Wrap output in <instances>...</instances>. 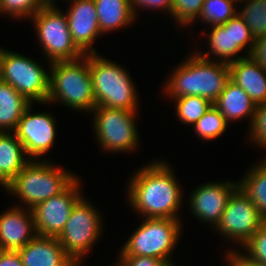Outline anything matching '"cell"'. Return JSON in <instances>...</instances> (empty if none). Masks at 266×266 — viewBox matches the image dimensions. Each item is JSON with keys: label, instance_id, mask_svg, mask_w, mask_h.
<instances>
[{"label": "cell", "instance_id": "obj_1", "mask_svg": "<svg viewBox=\"0 0 266 266\" xmlns=\"http://www.w3.org/2000/svg\"><path fill=\"white\" fill-rule=\"evenodd\" d=\"M171 168L165 161L153 160L129 179V205L141 218L180 219L184 195Z\"/></svg>", "mask_w": 266, "mask_h": 266}, {"label": "cell", "instance_id": "obj_2", "mask_svg": "<svg viewBox=\"0 0 266 266\" xmlns=\"http://www.w3.org/2000/svg\"><path fill=\"white\" fill-rule=\"evenodd\" d=\"M191 53L171 71L163 92L169 98L202 96L214 103L230 80L229 64L205 59L196 51Z\"/></svg>", "mask_w": 266, "mask_h": 266}, {"label": "cell", "instance_id": "obj_3", "mask_svg": "<svg viewBox=\"0 0 266 266\" xmlns=\"http://www.w3.org/2000/svg\"><path fill=\"white\" fill-rule=\"evenodd\" d=\"M49 96L46 104L60 102L71 109L90 112L96 107L89 54L72 61L50 63Z\"/></svg>", "mask_w": 266, "mask_h": 266}, {"label": "cell", "instance_id": "obj_4", "mask_svg": "<svg viewBox=\"0 0 266 266\" xmlns=\"http://www.w3.org/2000/svg\"><path fill=\"white\" fill-rule=\"evenodd\" d=\"M53 161L30 160L10 182V195L26 209L32 210L40 202L62 192L76 177L70 170L56 166Z\"/></svg>", "mask_w": 266, "mask_h": 266}, {"label": "cell", "instance_id": "obj_5", "mask_svg": "<svg viewBox=\"0 0 266 266\" xmlns=\"http://www.w3.org/2000/svg\"><path fill=\"white\" fill-rule=\"evenodd\" d=\"M89 69L96 106L138 111V92L122 65L97 52L89 54Z\"/></svg>", "mask_w": 266, "mask_h": 266}, {"label": "cell", "instance_id": "obj_6", "mask_svg": "<svg viewBox=\"0 0 266 266\" xmlns=\"http://www.w3.org/2000/svg\"><path fill=\"white\" fill-rule=\"evenodd\" d=\"M142 221L121 247L119 256L154 257L175 266L171 255L181 237V219L143 218Z\"/></svg>", "mask_w": 266, "mask_h": 266}, {"label": "cell", "instance_id": "obj_7", "mask_svg": "<svg viewBox=\"0 0 266 266\" xmlns=\"http://www.w3.org/2000/svg\"><path fill=\"white\" fill-rule=\"evenodd\" d=\"M0 80L31 103L47 102L50 72L34 59L0 47Z\"/></svg>", "mask_w": 266, "mask_h": 266}, {"label": "cell", "instance_id": "obj_8", "mask_svg": "<svg viewBox=\"0 0 266 266\" xmlns=\"http://www.w3.org/2000/svg\"><path fill=\"white\" fill-rule=\"evenodd\" d=\"M83 196L73 207L61 234L57 237L65 253L81 266L89 250L99 241L103 231L100 210Z\"/></svg>", "mask_w": 266, "mask_h": 266}, {"label": "cell", "instance_id": "obj_9", "mask_svg": "<svg viewBox=\"0 0 266 266\" xmlns=\"http://www.w3.org/2000/svg\"><path fill=\"white\" fill-rule=\"evenodd\" d=\"M93 114V130L102 151L118 153L133 152L139 146L136 126L137 111L96 106Z\"/></svg>", "mask_w": 266, "mask_h": 266}, {"label": "cell", "instance_id": "obj_10", "mask_svg": "<svg viewBox=\"0 0 266 266\" xmlns=\"http://www.w3.org/2000/svg\"><path fill=\"white\" fill-rule=\"evenodd\" d=\"M42 47L43 59L48 63L72 61L85 54L73 42L66 13L56 7H43L31 18Z\"/></svg>", "mask_w": 266, "mask_h": 266}, {"label": "cell", "instance_id": "obj_11", "mask_svg": "<svg viewBox=\"0 0 266 266\" xmlns=\"http://www.w3.org/2000/svg\"><path fill=\"white\" fill-rule=\"evenodd\" d=\"M265 220L251 199L238 187L230 196L214 229L223 239L228 238L242 247Z\"/></svg>", "mask_w": 266, "mask_h": 266}, {"label": "cell", "instance_id": "obj_12", "mask_svg": "<svg viewBox=\"0 0 266 266\" xmlns=\"http://www.w3.org/2000/svg\"><path fill=\"white\" fill-rule=\"evenodd\" d=\"M209 28H212L206 34L209 51L207 50V52H203L202 54L200 50H196L201 57L211 60L209 57L211 54H214L218 59L217 61L229 64L249 55L255 39L252 37L248 25L238 14L223 25H216ZM244 49L247 55L237 56Z\"/></svg>", "mask_w": 266, "mask_h": 266}, {"label": "cell", "instance_id": "obj_13", "mask_svg": "<svg viewBox=\"0 0 266 266\" xmlns=\"http://www.w3.org/2000/svg\"><path fill=\"white\" fill-rule=\"evenodd\" d=\"M80 180L76 177L62 192L32 209L37 235L58 237L61 234L74 205L83 197Z\"/></svg>", "mask_w": 266, "mask_h": 266}, {"label": "cell", "instance_id": "obj_14", "mask_svg": "<svg viewBox=\"0 0 266 266\" xmlns=\"http://www.w3.org/2000/svg\"><path fill=\"white\" fill-rule=\"evenodd\" d=\"M56 125V119L52 113H34L31 103L24 111L13 133L22 143L30 160H41L55 144Z\"/></svg>", "mask_w": 266, "mask_h": 266}, {"label": "cell", "instance_id": "obj_15", "mask_svg": "<svg viewBox=\"0 0 266 266\" xmlns=\"http://www.w3.org/2000/svg\"><path fill=\"white\" fill-rule=\"evenodd\" d=\"M239 187V182H208L199 185L187 200L192 214L213 228L220 222L222 214L232 193Z\"/></svg>", "mask_w": 266, "mask_h": 266}, {"label": "cell", "instance_id": "obj_16", "mask_svg": "<svg viewBox=\"0 0 266 266\" xmlns=\"http://www.w3.org/2000/svg\"><path fill=\"white\" fill-rule=\"evenodd\" d=\"M70 2L66 17L73 42L84 54L97 53L93 43L100 37L101 31L94 0Z\"/></svg>", "mask_w": 266, "mask_h": 266}, {"label": "cell", "instance_id": "obj_17", "mask_svg": "<svg viewBox=\"0 0 266 266\" xmlns=\"http://www.w3.org/2000/svg\"><path fill=\"white\" fill-rule=\"evenodd\" d=\"M37 236L32 210L12 206L0 215V250L18 251Z\"/></svg>", "mask_w": 266, "mask_h": 266}, {"label": "cell", "instance_id": "obj_18", "mask_svg": "<svg viewBox=\"0 0 266 266\" xmlns=\"http://www.w3.org/2000/svg\"><path fill=\"white\" fill-rule=\"evenodd\" d=\"M18 253L24 266H78L65 253L57 237L37 235Z\"/></svg>", "mask_w": 266, "mask_h": 266}, {"label": "cell", "instance_id": "obj_19", "mask_svg": "<svg viewBox=\"0 0 266 266\" xmlns=\"http://www.w3.org/2000/svg\"><path fill=\"white\" fill-rule=\"evenodd\" d=\"M230 79L254 101L266 102V70L249 56L229 63Z\"/></svg>", "mask_w": 266, "mask_h": 266}, {"label": "cell", "instance_id": "obj_20", "mask_svg": "<svg viewBox=\"0 0 266 266\" xmlns=\"http://www.w3.org/2000/svg\"><path fill=\"white\" fill-rule=\"evenodd\" d=\"M213 105L224 116L225 121L237 122L239 120L250 118L253 120L256 111V104L249 95L231 79L228 81L224 91L219 95Z\"/></svg>", "mask_w": 266, "mask_h": 266}, {"label": "cell", "instance_id": "obj_21", "mask_svg": "<svg viewBox=\"0 0 266 266\" xmlns=\"http://www.w3.org/2000/svg\"><path fill=\"white\" fill-rule=\"evenodd\" d=\"M101 35L129 27L136 16L129 0H94Z\"/></svg>", "mask_w": 266, "mask_h": 266}, {"label": "cell", "instance_id": "obj_22", "mask_svg": "<svg viewBox=\"0 0 266 266\" xmlns=\"http://www.w3.org/2000/svg\"><path fill=\"white\" fill-rule=\"evenodd\" d=\"M30 104L11 85L0 80V132H13Z\"/></svg>", "mask_w": 266, "mask_h": 266}, {"label": "cell", "instance_id": "obj_23", "mask_svg": "<svg viewBox=\"0 0 266 266\" xmlns=\"http://www.w3.org/2000/svg\"><path fill=\"white\" fill-rule=\"evenodd\" d=\"M30 161L13 132H0V170L11 182Z\"/></svg>", "mask_w": 266, "mask_h": 266}, {"label": "cell", "instance_id": "obj_24", "mask_svg": "<svg viewBox=\"0 0 266 266\" xmlns=\"http://www.w3.org/2000/svg\"><path fill=\"white\" fill-rule=\"evenodd\" d=\"M239 179V187L266 219V157Z\"/></svg>", "mask_w": 266, "mask_h": 266}, {"label": "cell", "instance_id": "obj_25", "mask_svg": "<svg viewBox=\"0 0 266 266\" xmlns=\"http://www.w3.org/2000/svg\"><path fill=\"white\" fill-rule=\"evenodd\" d=\"M175 102L178 119L187 125L194 126L196 122L213 106L208 99L202 96H181L169 98Z\"/></svg>", "mask_w": 266, "mask_h": 266}, {"label": "cell", "instance_id": "obj_26", "mask_svg": "<svg viewBox=\"0 0 266 266\" xmlns=\"http://www.w3.org/2000/svg\"><path fill=\"white\" fill-rule=\"evenodd\" d=\"M244 6L237 14L250 28L254 39L266 35V0H244Z\"/></svg>", "mask_w": 266, "mask_h": 266}, {"label": "cell", "instance_id": "obj_27", "mask_svg": "<svg viewBox=\"0 0 266 266\" xmlns=\"http://www.w3.org/2000/svg\"><path fill=\"white\" fill-rule=\"evenodd\" d=\"M236 4L232 0H205L199 16V21L207 26L223 25L237 14Z\"/></svg>", "mask_w": 266, "mask_h": 266}, {"label": "cell", "instance_id": "obj_28", "mask_svg": "<svg viewBox=\"0 0 266 266\" xmlns=\"http://www.w3.org/2000/svg\"><path fill=\"white\" fill-rule=\"evenodd\" d=\"M196 135L202 140H212L223 135L228 127L224 116L213 105L193 126Z\"/></svg>", "mask_w": 266, "mask_h": 266}, {"label": "cell", "instance_id": "obj_29", "mask_svg": "<svg viewBox=\"0 0 266 266\" xmlns=\"http://www.w3.org/2000/svg\"><path fill=\"white\" fill-rule=\"evenodd\" d=\"M44 6L42 0H0V14L14 19H31Z\"/></svg>", "mask_w": 266, "mask_h": 266}, {"label": "cell", "instance_id": "obj_30", "mask_svg": "<svg viewBox=\"0 0 266 266\" xmlns=\"http://www.w3.org/2000/svg\"><path fill=\"white\" fill-rule=\"evenodd\" d=\"M204 1L172 0V17L175 19V23L177 22L182 28V26H189L195 20H199Z\"/></svg>", "mask_w": 266, "mask_h": 266}, {"label": "cell", "instance_id": "obj_31", "mask_svg": "<svg viewBox=\"0 0 266 266\" xmlns=\"http://www.w3.org/2000/svg\"><path fill=\"white\" fill-rule=\"evenodd\" d=\"M249 127L248 139L250 138V142L266 150V102L257 104Z\"/></svg>", "mask_w": 266, "mask_h": 266}, {"label": "cell", "instance_id": "obj_32", "mask_svg": "<svg viewBox=\"0 0 266 266\" xmlns=\"http://www.w3.org/2000/svg\"><path fill=\"white\" fill-rule=\"evenodd\" d=\"M243 248L251 259L262 266H266V220L258 231L243 245Z\"/></svg>", "mask_w": 266, "mask_h": 266}, {"label": "cell", "instance_id": "obj_33", "mask_svg": "<svg viewBox=\"0 0 266 266\" xmlns=\"http://www.w3.org/2000/svg\"><path fill=\"white\" fill-rule=\"evenodd\" d=\"M131 7L133 9V12L137 17L138 10L140 8L142 9H153V10H161L165 11L164 13H168L172 17V0H129ZM138 8V10H137ZM163 9V10H162Z\"/></svg>", "mask_w": 266, "mask_h": 266}, {"label": "cell", "instance_id": "obj_34", "mask_svg": "<svg viewBox=\"0 0 266 266\" xmlns=\"http://www.w3.org/2000/svg\"><path fill=\"white\" fill-rule=\"evenodd\" d=\"M118 260L123 266H170L163 260L146 256H120Z\"/></svg>", "mask_w": 266, "mask_h": 266}, {"label": "cell", "instance_id": "obj_35", "mask_svg": "<svg viewBox=\"0 0 266 266\" xmlns=\"http://www.w3.org/2000/svg\"><path fill=\"white\" fill-rule=\"evenodd\" d=\"M232 248L225 253V259L229 266H262L257 261L251 259L246 252H239Z\"/></svg>", "mask_w": 266, "mask_h": 266}, {"label": "cell", "instance_id": "obj_36", "mask_svg": "<svg viewBox=\"0 0 266 266\" xmlns=\"http://www.w3.org/2000/svg\"><path fill=\"white\" fill-rule=\"evenodd\" d=\"M248 56L266 70V35L254 40Z\"/></svg>", "mask_w": 266, "mask_h": 266}, {"label": "cell", "instance_id": "obj_37", "mask_svg": "<svg viewBox=\"0 0 266 266\" xmlns=\"http://www.w3.org/2000/svg\"><path fill=\"white\" fill-rule=\"evenodd\" d=\"M0 266H24L18 251L0 250Z\"/></svg>", "mask_w": 266, "mask_h": 266}, {"label": "cell", "instance_id": "obj_38", "mask_svg": "<svg viewBox=\"0 0 266 266\" xmlns=\"http://www.w3.org/2000/svg\"><path fill=\"white\" fill-rule=\"evenodd\" d=\"M0 185L5 189V191L9 194L10 190V181L4 176V174L0 170Z\"/></svg>", "mask_w": 266, "mask_h": 266}, {"label": "cell", "instance_id": "obj_39", "mask_svg": "<svg viewBox=\"0 0 266 266\" xmlns=\"http://www.w3.org/2000/svg\"><path fill=\"white\" fill-rule=\"evenodd\" d=\"M43 1V4L45 7H56V2L54 1H57V0H42ZM71 0H69L70 2Z\"/></svg>", "mask_w": 266, "mask_h": 266}, {"label": "cell", "instance_id": "obj_40", "mask_svg": "<svg viewBox=\"0 0 266 266\" xmlns=\"http://www.w3.org/2000/svg\"><path fill=\"white\" fill-rule=\"evenodd\" d=\"M112 266H113V265H112ZM114 266H123V264H122L120 261H118V263H115Z\"/></svg>", "mask_w": 266, "mask_h": 266}, {"label": "cell", "instance_id": "obj_41", "mask_svg": "<svg viewBox=\"0 0 266 266\" xmlns=\"http://www.w3.org/2000/svg\"><path fill=\"white\" fill-rule=\"evenodd\" d=\"M232 1L239 4V3L243 2L244 0H232Z\"/></svg>", "mask_w": 266, "mask_h": 266}]
</instances>
